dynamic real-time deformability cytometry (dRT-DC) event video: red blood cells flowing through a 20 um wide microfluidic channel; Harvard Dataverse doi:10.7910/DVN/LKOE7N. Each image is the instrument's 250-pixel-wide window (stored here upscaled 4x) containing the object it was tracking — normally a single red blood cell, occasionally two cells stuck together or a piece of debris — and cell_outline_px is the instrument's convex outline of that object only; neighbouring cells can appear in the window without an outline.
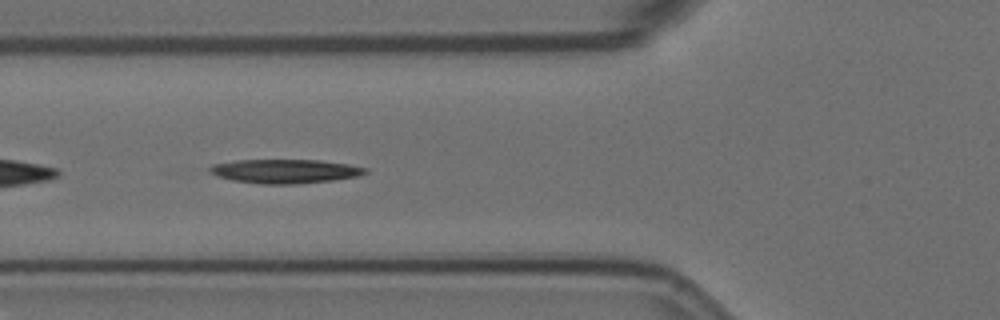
{"species": "Egyptian fruit bat (a non-hibernating species)", "species_latin": "Rousettus aegyptiacus", "temperature_condition": "room temperature", "stored_images_in_passage": 41, "camera_frame_rate_fps": 3000, "um_per_image_px": 0.085, "animal": {"sex": "female"}, "frame": {"image": 1, "passage_image": 5, "time_ms": 1.333, "image_size_px": [1000, 320], "cell_outline_px": [[368, 172], [360, 176], [332, 180], [296, 184], [260, 184], [232, 180], [208, 172], [208, 168], [212, 164], [236, 160], [320, 160], [348, 164], [368, 168]], "centroid_in_image_um": [24.24, 14.55], "position_along_channel_um": 101.6, "area_um2": 21.85}}
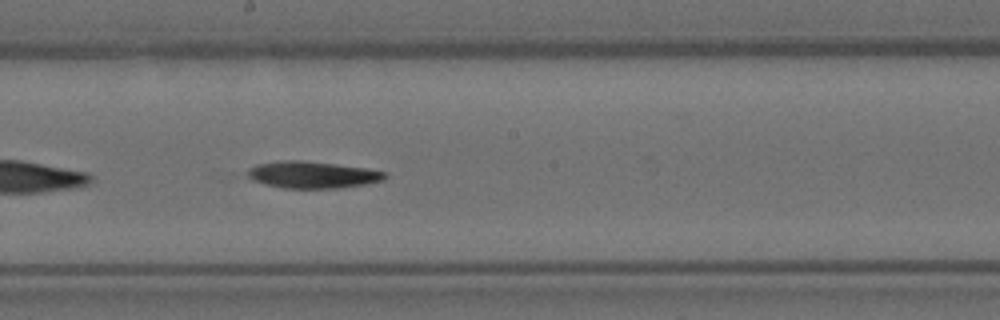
{"frame": {"image": 2, "passage_image": 15, "time_ms": 4.667, "image_size_px": [1000, 320], "cell_outline_px": [[388, 176], [384, 180], [364, 184], [340, 188], [284, 188], [264, 184], [252, 180], [248, 176], [248, 168], [256, 164], [280, 160], [300, 160], [336, 164], [368, 168], [388, 172]], "centroid_in_image_um": [26.57, 14.85], "position_along_channel_um": 221.6, "area_um2": 21.68}}
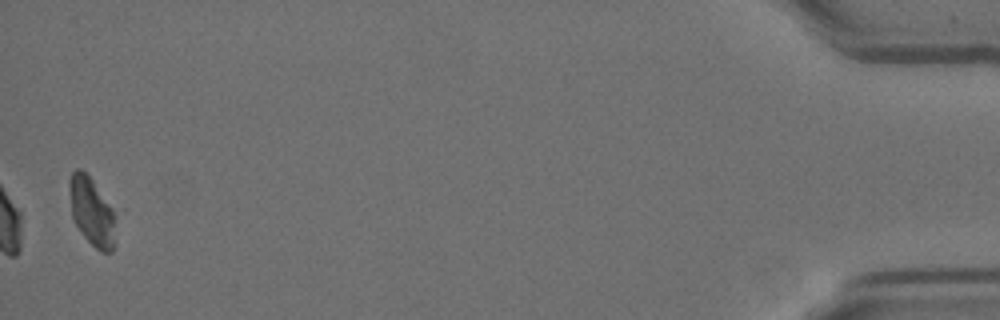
{"frame": {"image": 3, "passage_image": 40, "time_ms": 13.0, "image_size_px": [1000, 320], "cell_outline_px": [[116, 244], [112, 252], [100, 252], [84, 236], [72, 220], [68, 188], [68, 180], [72, 172], [76, 168], [80, 168], [92, 180], [112, 208], [116, 216]], "centroid_in_image_um": [7.81, 18.02], "position_along_channel_um": 427.4, "area_um2": 18.79}, "authors_computed_cell_mechanics": {"area_um2": 21.2126, "velocity_mm_per_s": 3.5941, "shape_relaxation_time_tau1_ms": 6.3746, "shape_relaxation_time_tau2_ms": null, "deformation_change_tau1": 0.1709, "deformation_change_tau2": null}}